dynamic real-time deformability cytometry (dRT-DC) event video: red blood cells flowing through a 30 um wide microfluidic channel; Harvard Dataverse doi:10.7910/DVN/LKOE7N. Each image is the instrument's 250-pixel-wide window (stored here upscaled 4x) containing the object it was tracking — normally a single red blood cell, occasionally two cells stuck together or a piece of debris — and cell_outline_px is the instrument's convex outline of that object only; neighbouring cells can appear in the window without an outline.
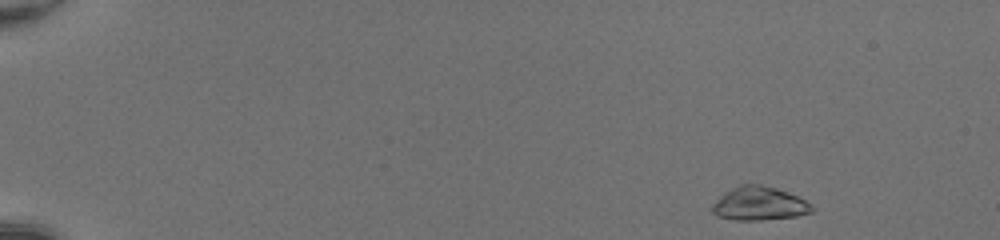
{"species": "common noctule bat (a hibernating species)", "species_latin": "Nyctalus noctula", "temperature_condition": "room temperature", "stored_images_in_passage": 46, "camera_frame_rate_fps": 3000, "um_per_image_px": 0.085, "animal": {"sex": "female", "body_mass_g": 20.0, "forearm_length_mm": 54.0}, "frame": {"image": 1, "passage_image": 1, "time_ms": 0.0, "image_size_px": [1000, 240], "cell_outline_px": [[816, 208], [812, 212], [796, 216], [760, 220], [736, 220], [716, 216], [712, 212], [712, 204], [724, 192], [740, 184], [760, 184], [776, 188], [796, 196], [812, 204]], "centroid_in_image_um": [64.52, 17.31], "position_along_channel_um": 20.5, "area_um2": 19.54}}
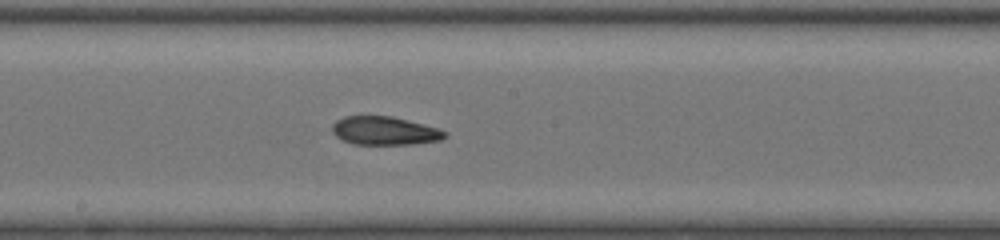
{"frame": {"image": 2, "passage_image": 25, "time_ms": 8.0, "image_size_px": [1000, 240], "cell_outline_px": [[448, 136], [440, 140], [408, 144], [352, 144], [336, 136], [332, 132], [332, 124], [336, 120], [344, 116], [392, 116], [436, 128], [448, 132]], "centroid_in_image_um": [32.66, 11.11], "position_along_channel_um": 215.5, "area_um2": 18.5}}
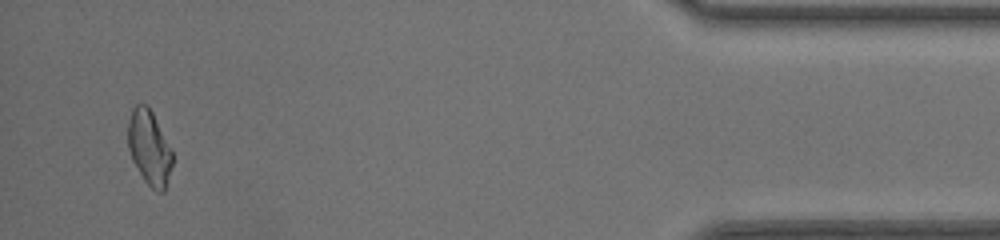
{"frame": {"image": 3, "passage_image": 44, "time_ms": 14.333, "image_size_px": [1000, 240], "cell_outline_px": [[172, 164], [164, 192], [156, 192], [144, 180], [132, 160], [128, 148], [128, 120], [132, 108], [136, 104], [148, 104], [172, 152]], "centroid_in_image_um": [12.66, 12.55], "position_along_channel_um": 422.5, "area_um2": 19.13}, "authors_computed_cell_mechanics": {"area_um2": 18.9873, "velocity_mm_per_s": 4.2404, "shape_relaxation_time_tau1_ms": null, "shape_relaxation_time_tau2_ms": 1.6259, "deformation_change_tau1": null, "deformation_change_tau2": 0.0782}}